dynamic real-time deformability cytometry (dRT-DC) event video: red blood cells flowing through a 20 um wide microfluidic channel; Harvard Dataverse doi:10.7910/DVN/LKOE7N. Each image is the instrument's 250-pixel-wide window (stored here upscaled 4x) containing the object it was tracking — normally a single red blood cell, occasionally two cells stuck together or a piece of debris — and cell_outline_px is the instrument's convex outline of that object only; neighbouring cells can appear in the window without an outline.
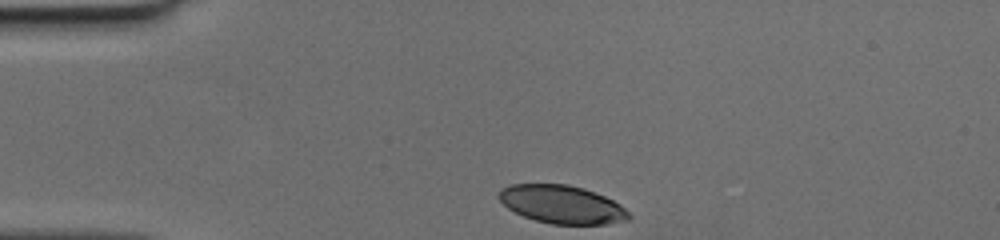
{"species": "human", "species_latin": "Homo sapiens", "temperature_condition": "cold", "stored_images_in_passage": 29, "camera_frame_rate_fps": 3000, "um_per_image_px": 0.085, "donor": {"sex": "female"}, "frame": {"image": 1, "passage_image": 1, "time_ms": 0.0, "image_size_px": [1000, 240], "cell_outline_px": [[632, 220], [608, 224], [552, 224], [536, 220], [524, 216], [508, 208], [496, 196], [500, 188], [512, 184], [568, 184], [584, 188], [604, 196], [620, 204], [632, 216]], "centroid_in_image_um": [47.78, 17.37], "position_along_channel_um": 37.2, "area_um2": 29.02}}
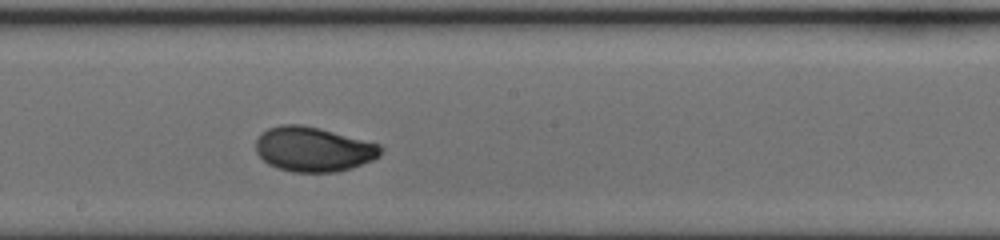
{"frame": {"image": 2, "passage_image": 17, "time_ms": 5.333, "image_size_px": [1000, 240], "cell_outline_px": [[384, 148], [380, 156], [372, 160], [352, 168], [336, 172], [292, 172], [276, 168], [268, 164], [256, 152], [256, 140], [260, 132], [268, 128], [280, 124], [300, 124], [320, 128], [380, 144]], "centroid_in_image_um": [26.63, 12.68], "position_along_channel_um": 221.6, "area_um2": 32.83}}
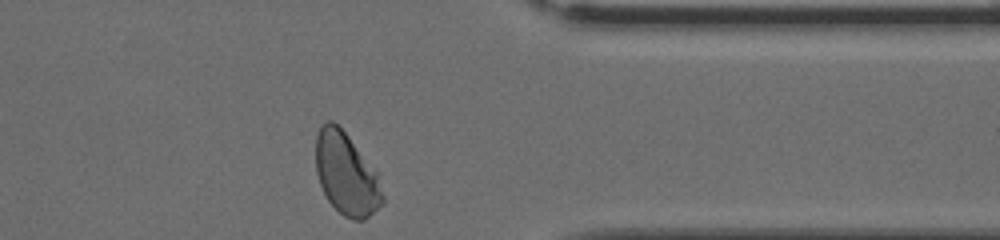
{"frame": {"image": 3, "passage_image": 29, "time_ms": 9.333, "image_size_px": [1000, 240], "cell_outline_px": [[384, 200], [364, 220], [352, 220], [344, 216], [328, 200], [320, 184], [316, 172], [316, 136], [320, 128], [328, 120], [332, 120], [348, 136], [376, 172], [384, 196]], "centroid_in_image_um": [29.42, 14.8], "position_along_channel_um": 382.0, "area_um2": 31.27}}